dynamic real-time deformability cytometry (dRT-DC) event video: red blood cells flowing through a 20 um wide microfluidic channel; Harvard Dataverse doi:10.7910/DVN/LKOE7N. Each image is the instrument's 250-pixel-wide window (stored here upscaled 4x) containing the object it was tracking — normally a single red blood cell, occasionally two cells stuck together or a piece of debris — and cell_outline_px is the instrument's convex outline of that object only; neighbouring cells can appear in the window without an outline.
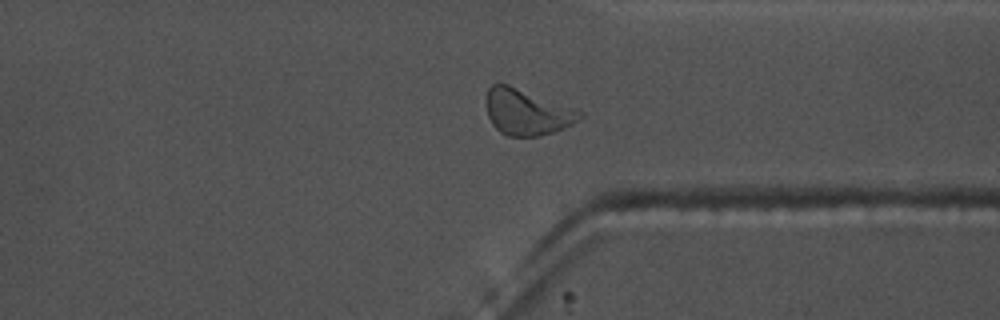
{"species": "common noctule bat (a hibernating species)", "species_latin": "Nyctalus noctula", "temperature_condition": "warm", "stored_images_in_passage": 57, "segment_of_instrument_passage": [1, 2], "camera_frame_rate_fps": 3000, "um_per_image_px": 0.085, "animal": {"sex": "male", "body_mass_g": 17.5, "forearm_length_mm": 52.3}, "frame": {"image": 1, "passage_image": 42, "time_ms": 13.667, "image_size_px": [1000, 320], "cell_outline_px": [[584, 116], [580, 120], [556, 132], [540, 136], [508, 136], [500, 132], [492, 124], [488, 116], [484, 100], [488, 88], [492, 84], [508, 84], [584, 112]], "centroid_in_image_um": [44.77, 9.54], "position_along_channel_um": 366.6, "area_um2": 25.2}}
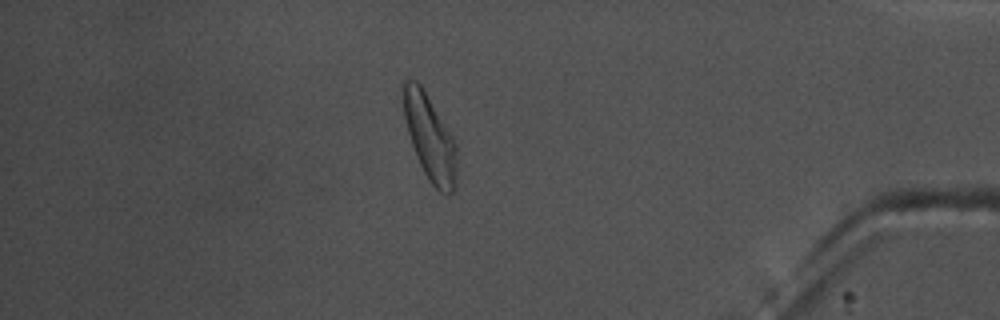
{"frame": {"image": 2, "passage_image": 48, "time_ms": 15.667, "image_size_px": [1000, 320], "cell_outline_px": [[456, 188], [452, 192], [440, 192], [428, 180], [416, 156], [408, 132], [404, 116], [400, 92], [400, 84], [404, 80], [416, 80], [420, 84], [452, 136], [456, 144]], "centroid_in_image_um": [36.49, 11.66], "position_along_channel_um": 398.7, "area_um2": 26.59}}